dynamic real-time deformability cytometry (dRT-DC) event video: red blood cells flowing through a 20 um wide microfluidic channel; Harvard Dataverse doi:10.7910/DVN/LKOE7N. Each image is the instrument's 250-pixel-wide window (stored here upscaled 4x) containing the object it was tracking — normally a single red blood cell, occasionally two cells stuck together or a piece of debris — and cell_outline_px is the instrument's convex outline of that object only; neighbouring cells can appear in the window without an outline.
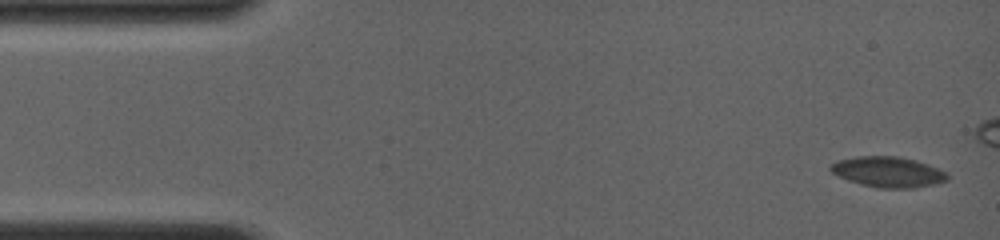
{"species": "common noctule bat (a hibernating species)", "species_latin": "Nyctalus noctula", "temperature_condition": "room temperature", "stored_images_in_passage": 18, "camera_frame_rate_fps": 4000, "um_per_image_px": 0.085, "animal": {"sex": "female", "body_mass_g": 19.0, "forearm_length_mm": 56.7}, "frame": {"image": 1, "passage_image": 1, "time_ms": 0.0, "image_size_px": [1000, 240], "cell_outline_px": [[948, 180], [932, 184], [912, 188], [876, 188], [848, 180], [832, 172], [828, 168], [836, 160], [860, 156], [896, 156], [916, 160], [928, 164], [948, 172]], "centroid_in_image_um": [75.5, 14.61], "position_along_channel_um": 9.5, "area_um2": 20.69}}
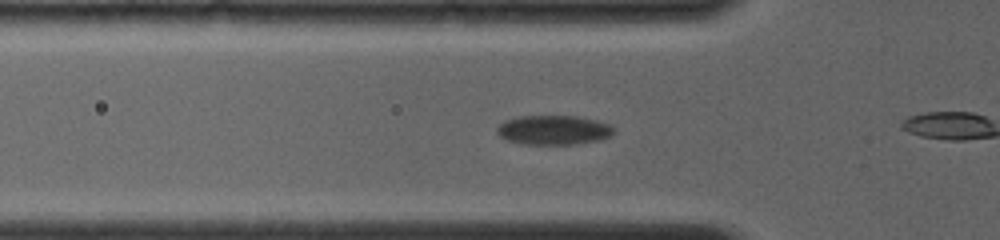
{"frame": {"image": 2, "passage_image": 13, "time_ms": 5.0, "image_size_px": [1000, 240], "cell_outline_px": [[616, 132], [600, 140], [576, 144], [524, 144], [508, 140], [500, 136], [496, 132], [496, 128], [504, 120], [516, 116], [576, 116], [596, 120], [612, 124], [616, 128]], "centroid_in_image_um": [47.08, 11.04], "position_along_channel_um": 78.7, "area_um2": 20.23}}